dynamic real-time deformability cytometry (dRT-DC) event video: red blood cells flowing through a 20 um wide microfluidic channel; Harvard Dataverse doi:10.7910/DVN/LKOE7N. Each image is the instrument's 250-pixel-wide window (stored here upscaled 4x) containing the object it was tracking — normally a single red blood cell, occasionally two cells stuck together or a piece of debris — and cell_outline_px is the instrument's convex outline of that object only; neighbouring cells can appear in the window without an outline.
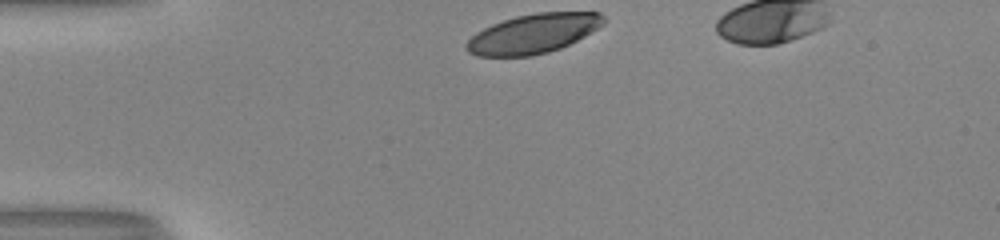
{"species": "human", "species_latin": "Homo sapiens", "temperature_condition": "room temperature", "stored_images_in_passage": 30, "camera_frame_rate_fps": 3000, "um_per_image_px": 0.085, "donor": {"sex": "male"}, "frame": {"image": 1, "passage_image": 1, "time_ms": 0.0, "image_size_px": [1000, 240], "cell_outline_px": [[604, 24], [584, 36], [560, 48], [548, 52], [532, 56], [476, 56], [468, 52], [464, 48], [464, 44], [476, 32], [492, 24], [516, 16], [536, 12], [600, 12], [604, 16]], "centroid_in_image_um": [45.29, 2.86], "position_along_channel_um": 39.7, "area_um2": 31.44}}
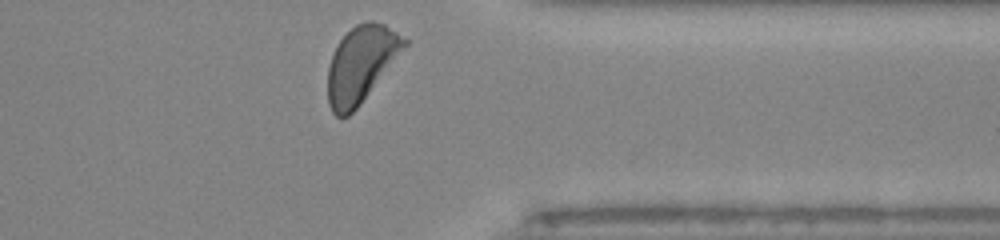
{"frame": {"image": 2, "passage_image": 30, "time_ms": 9.667, "image_size_px": [1000, 240], "cell_outline_px": [[408, 44], [356, 108], [348, 116], [336, 116], [332, 112], [328, 104], [328, 68], [332, 56], [340, 40], [356, 24], [368, 20], [372, 20], [384, 24], [408, 40]], "centroid_in_image_um": [30.68, 5.44], "position_along_channel_um": 380.7, "area_um2": 33.29}, "authors_computed_cell_mechanics": {"area_um2": 34.2465, "velocity_mm_per_s": 4.014, "shape_relaxation_time_tau1_ms": 2.9624, "shape_relaxation_time_tau2_ms": null, "deformation_change_tau1": 0.159, "deformation_change_tau2": null}}